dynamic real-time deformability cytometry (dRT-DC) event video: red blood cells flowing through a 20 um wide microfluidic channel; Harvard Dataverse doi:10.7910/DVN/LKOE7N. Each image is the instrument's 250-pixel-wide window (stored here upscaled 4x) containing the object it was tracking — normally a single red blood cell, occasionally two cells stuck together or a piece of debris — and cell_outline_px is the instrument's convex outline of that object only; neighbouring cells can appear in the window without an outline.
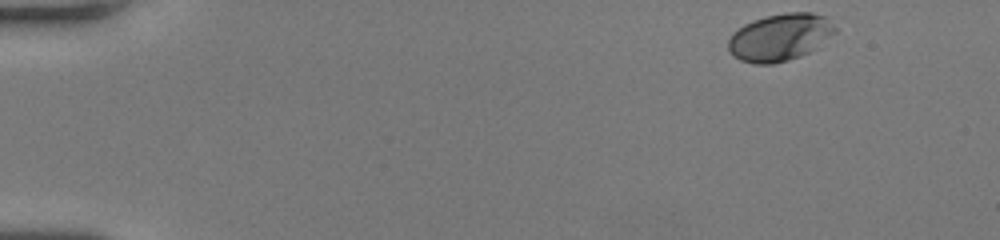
{"species": "human", "species_latin": "Homo sapiens", "temperature_condition": "room temperature", "stored_images_in_passage": 48, "camera_frame_rate_fps": 3000, "um_per_image_px": 0.085, "donor": {"sex": "female"}, "frame": {"image": 1, "passage_image": 1, "time_ms": 0.0, "image_size_px": [1000, 240], "cell_outline_px": [[836, 32], [808, 52], [800, 56], [788, 60], [772, 64], [756, 64], [740, 60], [732, 56], [728, 48], [728, 40], [732, 32], [744, 24], [752, 20], [768, 16], [788, 12], [812, 12], [824, 16], [836, 28]], "centroid_in_image_um": [66.24, 3.17], "position_along_channel_um": 18.8, "area_um2": 29.19}}
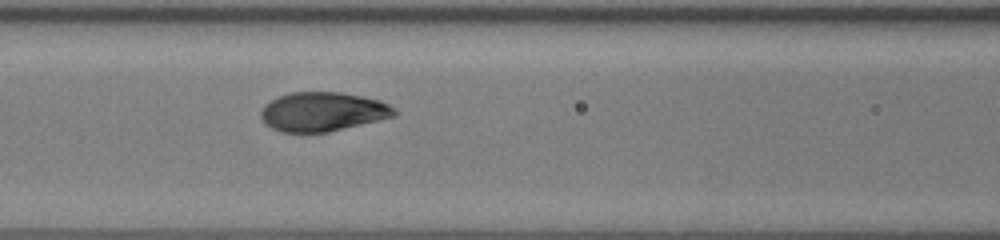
{"frame": {"image": 2, "passage_image": 20, "time_ms": 6.333, "image_size_px": [1000, 240], "cell_outline_px": [[400, 112], [396, 116], [328, 132], [280, 132], [264, 124], [260, 116], [260, 112], [264, 104], [280, 96], [292, 92], [340, 92], [364, 96], [380, 100], [396, 108]], "centroid_in_image_um": [27.45, 9.49], "position_along_channel_um": 139.1, "area_um2": 30.69}}
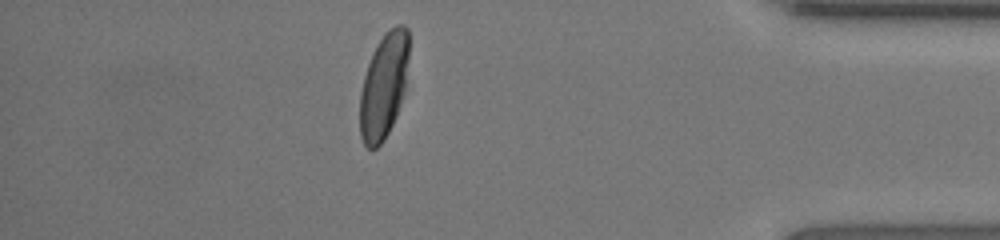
{"frame": {"image": 3, "passage_image": 42, "time_ms": 13.667, "image_size_px": [1000, 240], "cell_outline_px": [[408, 60], [404, 92], [396, 116], [384, 140], [376, 148], [368, 148], [364, 144], [360, 136], [360, 92], [364, 76], [368, 64], [376, 44], [388, 28], [396, 24], [404, 24], [408, 28]], "centroid_in_image_um": [32.62, 7.26], "position_along_channel_um": 402.6, "area_um2": 30.11}, "authors_computed_cell_mechanics": {"area_um2": 31.0386, "velocity_mm_per_s": 4.0526, "shape_relaxation_time_tau1_ms": 3.5767, "shape_relaxation_time_tau2_ms": null, "deformation_change_tau1": 0.1837, "deformation_change_tau2": null}}